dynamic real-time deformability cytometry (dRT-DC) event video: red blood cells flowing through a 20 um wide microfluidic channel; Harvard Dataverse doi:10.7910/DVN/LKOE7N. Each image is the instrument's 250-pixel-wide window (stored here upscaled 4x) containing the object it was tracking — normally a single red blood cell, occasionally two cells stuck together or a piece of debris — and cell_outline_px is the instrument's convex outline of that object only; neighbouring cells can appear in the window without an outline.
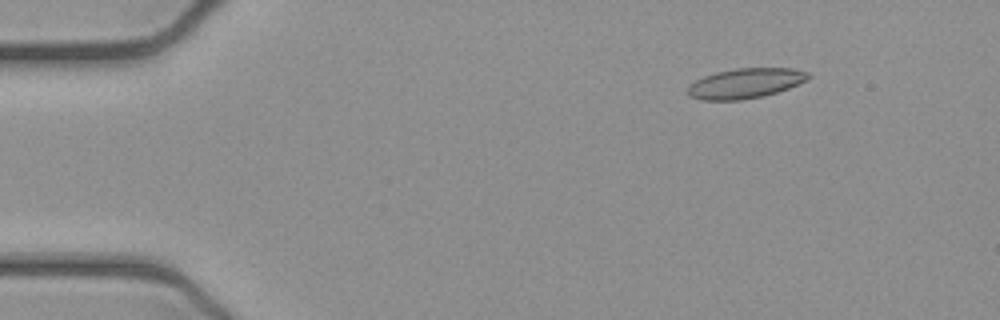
{"species": "common noctule bat (a hibernating species)", "species_latin": "Nyctalus noctula", "temperature_condition": "cold", "stored_images_in_passage": 53, "camera_frame_rate_fps": 3000, "um_per_image_px": 0.085, "animal": {"sex": "female", "body_mass_g": 21.9}, "frame": {"image": 1, "passage_image": 7, "time_ms": 2.0, "image_size_px": [1000, 320], "cell_outline_px": [[812, 76], [808, 80], [788, 88], [764, 96], [740, 100], [704, 100], [688, 96], [684, 92], [688, 84], [704, 76], [716, 72], [736, 68], [792, 68], [808, 72]], "centroid_in_image_um": [63.32, 7.08], "position_along_channel_um": 21.7, "area_um2": 21.33}}
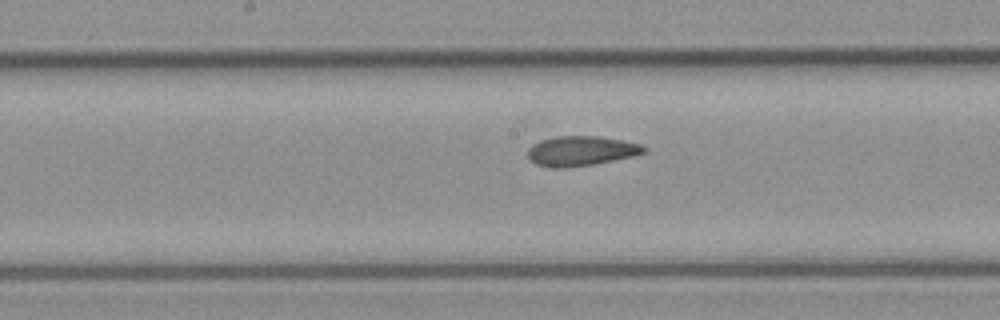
{"frame": {"image": 2, "passage_image": 27, "time_ms": 8.667, "image_size_px": [1000, 320], "cell_outline_px": [[648, 148], [644, 152], [632, 156], [592, 164], [564, 168], [552, 168], [536, 164], [528, 156], [528, 148], [532, 144], [540, 140], [556, 136], [600, 136], [640, 144]], "centroid_in_image_um": [49.35, 12.82], "position_along_channel_um": 198.8, "area_um2": 20.0}}
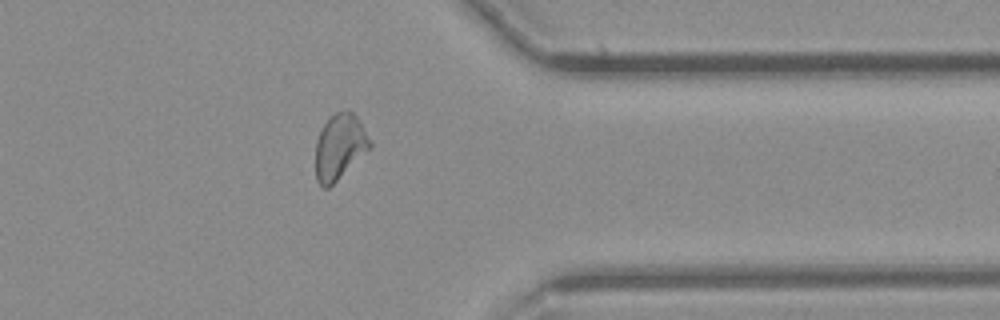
{"frame": {"image": 3, "passage_image": 42, "time_ms": 13.667, "image_size_px": [1000, 320], "cell_outline_px": [[372, 148], [328, 188], [324, 188], [316, 180], [316, 140], [324, 124], [336, 112], [352, 112], [356, 116], [372, 140]], "centroid_in_image_um": [28.89, 12.5], "position_along_channel_um": 382.5, "area_um2": 20.58}, "authors_computed_cell_mechanics": {"area_um2": 20.808, "velocity_mm_per_s": 3.8947, "shape_relaxation_time_tau1_ms": null, "shape_relaxation_time_tau2_ms": 2.1439, "deformation_change_tau1": null, "deformation_change_tau2": 0.0833}}